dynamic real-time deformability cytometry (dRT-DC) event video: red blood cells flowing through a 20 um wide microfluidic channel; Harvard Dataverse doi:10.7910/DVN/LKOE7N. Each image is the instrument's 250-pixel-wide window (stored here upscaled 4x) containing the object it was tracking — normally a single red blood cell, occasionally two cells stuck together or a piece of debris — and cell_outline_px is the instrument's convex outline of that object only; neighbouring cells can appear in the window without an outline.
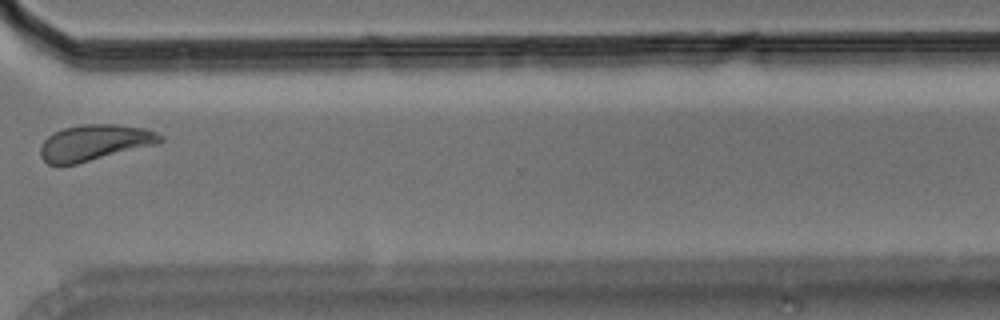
{"species": "Egyptian fruit bat (a non-hibernating species)", "species_latin": "Rousettus aegyptiacus", "temperature_condition": "room temperature", "stored_images_in_passage": 13, "camera_frame_rate_fps": 3000, "um_per_image_px": 0.085, "animal": {"sex": "male"}, "frame": {"image": 1, "passage_image": 10, "time_ms": 3.0, "image_size_px": [1000, 320], "cell_outline_px": [[164, 140], [156, 144], [76, 164], [48, 164], [40, 156], [40, 144], [52, 132], [64, 128], [80, 124], [116, 124], [144, 128], [156, 132], [164, 136]], "centroid_in_image_um": [8.02, 12.11], "position_along_channel_um": 362.6, "area_um2": 25.09}}